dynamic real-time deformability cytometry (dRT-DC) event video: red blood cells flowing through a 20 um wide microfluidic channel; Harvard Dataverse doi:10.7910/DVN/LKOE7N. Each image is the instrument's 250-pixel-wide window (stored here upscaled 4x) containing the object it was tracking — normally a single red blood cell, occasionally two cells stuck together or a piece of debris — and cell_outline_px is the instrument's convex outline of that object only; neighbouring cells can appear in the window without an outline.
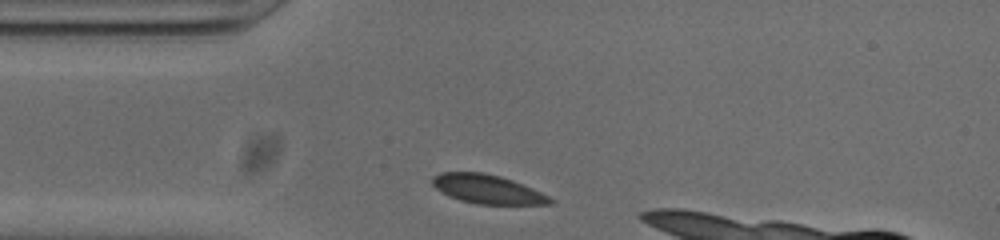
{"species": "common noctule bat (a hibernating species)", "species_latin": "Nyctalus noctula", "temperature_condition": "cold", "stored_images_in_passage": 28, "camera_frame_rate_fps": 3000, "um_per_image_px": 0.085, "animal": {"sex": "male", "body_mass_g": 20.0, "forearm_length_mm": 53.3}, "frame": {"image": 1, "passage_image": 2, "time_ms": 0.333, "image_size_px": [1000, 240], "cell_outline_px": [[556, 204], [476, 204], [460, 200], [448, 196], [436, 188], [432, 184], [432, 176], [440, 172], [480, 172], [500, 176], [512, 180], [532, 188], [556, 200]], "centroid_in_image_um": [41.43, 16.08], "position_along_channel_um": 43.6, "area_um2": 19.88}}
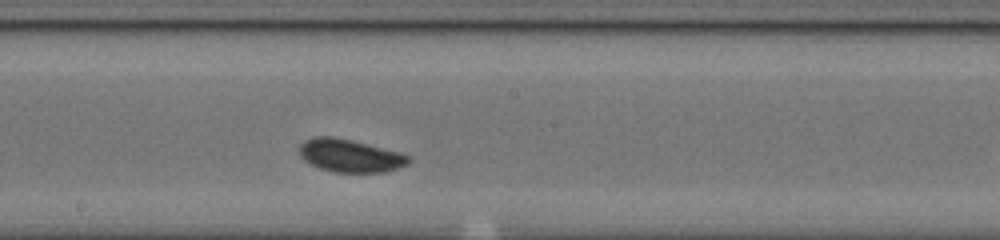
{"frame": {"image": 2, "passage_image": 17, "time_ms": 5.333, "image_size_px": [1000, 240], "cell_outline_px": [[408, 164], [384, 172], [332, 172], [320, 168], [304, 160], [300, 156], [300, 144], [304, 140], [316, 136], [332, 136], [352, 140], [400, 152], [408, 156]], "centroid_in_image_um": [29.72, 13.22], "position_along_channel_um": 218.5, "area_um2": 20.75}}
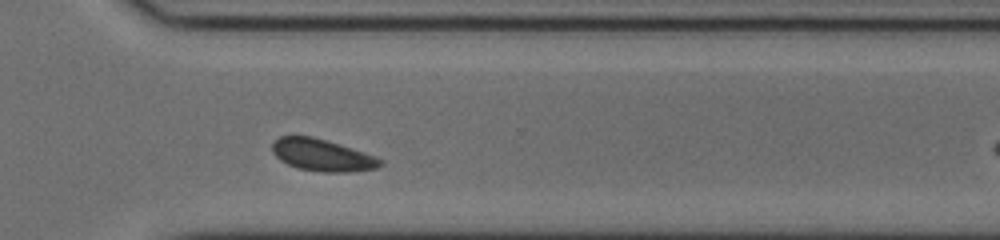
{"frame": {"image": 3, "passage_image": 27, "time_ms": 8.667, "image_size_px": [1000, 240], "cell_outline_px": [[384, 164], [376, 168], [348, 172], [320, 172], [296, 168], [280, 160], [272, 152], [272, 144], [280, 136], [312, 136], [340, 144], [376, 156], [384, 160]], "centroid_in_image_um": [27.4, 13.19], "position_along_channel_um": 343.2, "area_um2": 20.23}}